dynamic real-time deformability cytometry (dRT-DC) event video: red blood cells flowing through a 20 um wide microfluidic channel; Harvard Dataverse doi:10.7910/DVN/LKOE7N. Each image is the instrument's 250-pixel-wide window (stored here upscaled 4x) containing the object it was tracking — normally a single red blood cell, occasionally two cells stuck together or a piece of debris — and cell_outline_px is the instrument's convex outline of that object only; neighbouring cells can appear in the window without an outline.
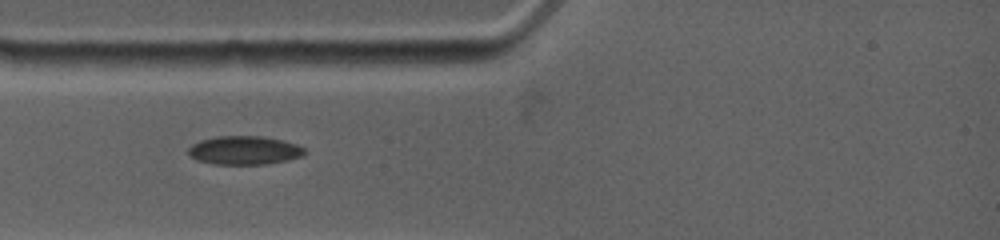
{"species": "common noctule bat (a hibernating species)", "species_latin": "Nyctalus noctula", "temperature_condition": "warm", "stored_images_in_passage": 33, "camera_frame_rate_fps": 4500, "um_per_image_px": 0.085, "animal": {"sex": "female", "body_mass_g": 19.0, "forearm_length_mm": 53.3}, "frame": {"image": 1, "passage_image": 2, "time_ms": 0.444, "image_size_px": [1000, 240], "cell_outline_px": [[308, 152], [304, 156], [288, 160], [268, 164], [212, 164], [196, 160], [188, 156], [188, 148], [192, 144], [200, 140], [216, 136], [260, 136], [284, 140], [296, 144], [304, 148]], "centroid_in_image_um": [20.77, 12.78], "position_along_channel_um": 64.2, "area_um2": 19.71}}
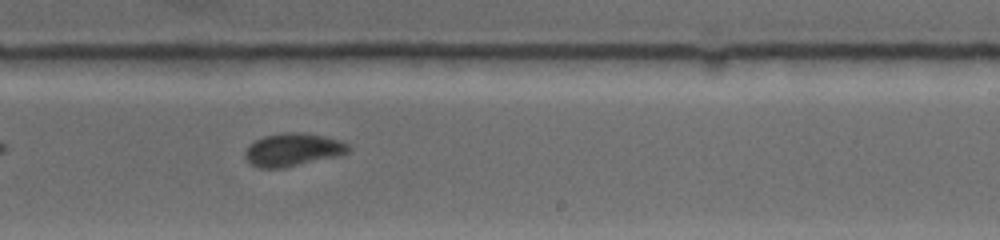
{"frame": {"image": 2, "passage_image": 16, "time_ms": 5.778, "image_size_px": [1000, 240], "cell_outline_px": [[348, 152], [340, 156], [284, 168], [260, 168], [248, 164], [244, 156], [244, 152], [248, 144], [264, 136], [284, 132], [304, 132], [324, 136], [340, 140], [348, 144]], "centroid_in_image_um": [24.86, 12.73], "position_along_channel_um": 264.1, "area_um2": 20.17}}
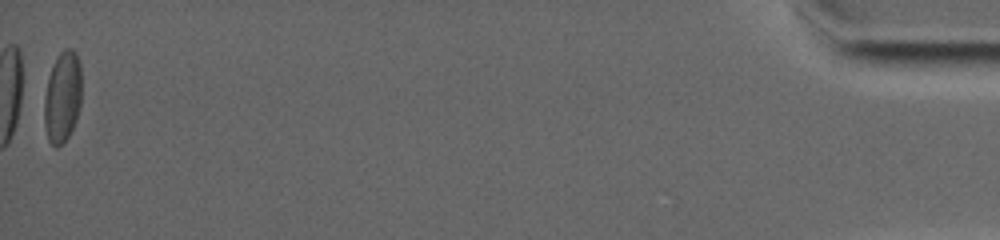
{"frame": {"image": 3, "passage_image": 33, "time_ms": 14.667, "image_size_px": [1000, 240], "cell_outline_px": [[80, 104], [76, 120], [68, 136], [56, 148], [48, 140], [44, 124], [44, 96], [48, 76], [52, 64], [56, 56], [64, 48], [72, 48], [76, 52], [80, 64]], "centroid_in_image_um": [5.29, 8.19], "position_along_channel_um": 429.9, "area_um2": 19.94}}